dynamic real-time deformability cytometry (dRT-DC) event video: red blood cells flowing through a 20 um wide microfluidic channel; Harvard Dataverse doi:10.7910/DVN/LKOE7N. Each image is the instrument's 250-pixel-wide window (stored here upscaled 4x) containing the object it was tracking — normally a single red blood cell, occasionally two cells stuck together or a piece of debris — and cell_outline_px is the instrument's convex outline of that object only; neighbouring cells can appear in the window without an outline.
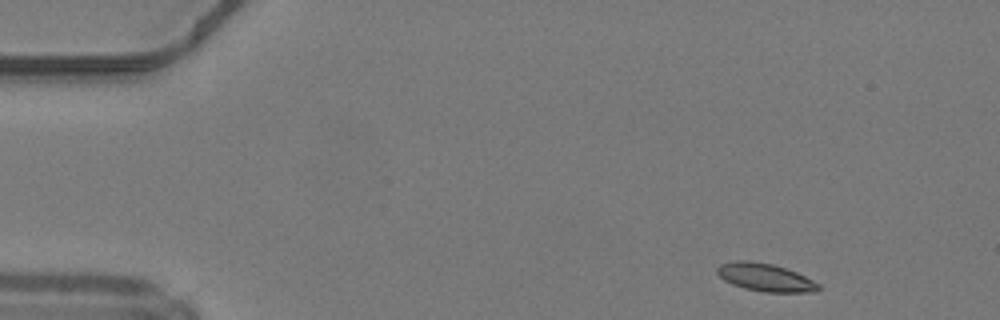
{"species": "common noctule bat (a hibernating species)", "species_latin": "Nyctalus noctula", "temperature_condition": "warm", "stored_images_in_passage": 18, "camera_frame_rate_fps": 3000, "um_per_image_px": 0.085, "animal": {"sex": "male", "body_mass_g": 19.2, "forearm_length_mm": 51.8}, "frame": {"image": 1, "passage_image": 1, "time_ms": 0.0, "image_size_px": [1000, 320], "cell_outline_px": [[820, 288], [816, 292], [764, 292], [744, 288], [732, 284], [724, 280], [716, 272], [716, 268], [720, 264], [736, 260], [748, 260], [772, 264], [796, 272], [820, 284]], "centroid_in_image_um": [65.03, 23.58], "position_along_channel_um": 20.0, "area_um2": 16.42}}
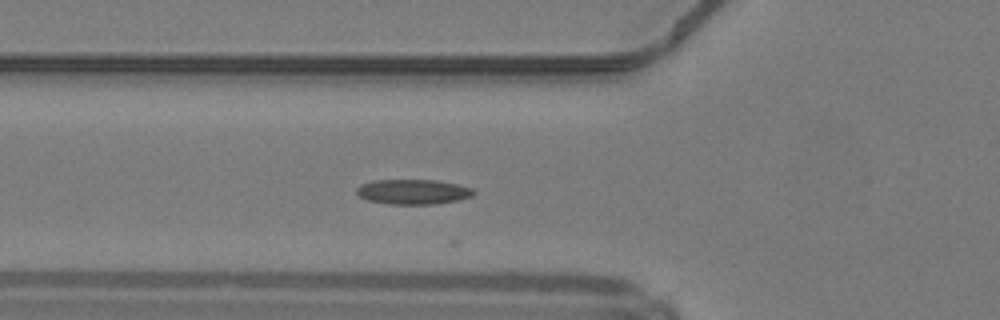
{"frame": {"image": 2, "passage_image": 13, "time_ms": 4.0, "image_size_px": [1000, 320], "cell_outline_px": [[476, 192], [472, 196], [456, 200], [436, 204], [388, 204], [368, 200], [360, 196], [356, 192], [356, 188], [360, 184], [372, 180], [436, 180], [456, 184], [472, 188]], "centroid_in_image_um": [35.09, 16.3], "position_along_channel_um": 90.7, "area_um2": 16.99}}